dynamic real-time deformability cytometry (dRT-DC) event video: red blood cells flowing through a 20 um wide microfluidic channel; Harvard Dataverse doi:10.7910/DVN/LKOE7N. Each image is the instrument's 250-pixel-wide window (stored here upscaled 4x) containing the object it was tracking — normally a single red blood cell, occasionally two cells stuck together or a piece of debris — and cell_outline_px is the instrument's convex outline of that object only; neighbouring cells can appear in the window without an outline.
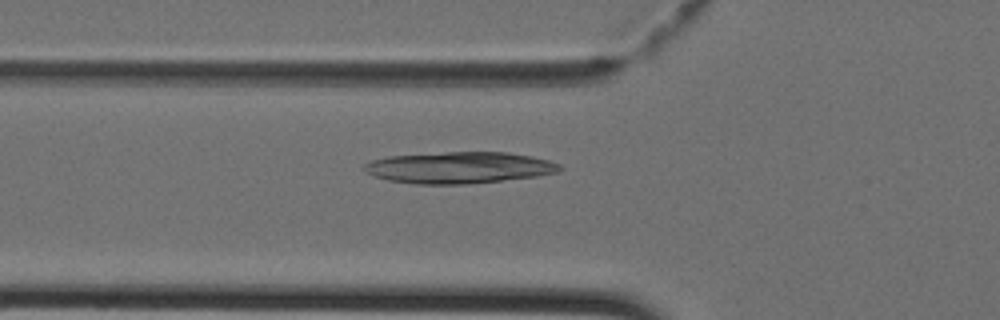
{"species": "Egyptian fruit bat (a non-hibernating species)", "species_latin": "Rousettus aegyptiacus", "temperature_condition": "cold", "stored_images_in_passage": 34, "camera_frame_rate_fps": 3000, "um_per_image_px": 0.085, "animal": {"sex": "female"}, "frame": {"image": 1, "passage_image": 7, "time_ms": 2.0, "image_size_px": [1000, 320], "cell_outline_px": [[564, 168], [560, 172], [536, 176], [468, 184], [416, 184], [388, 180], [364, 172], [360, 168], [364, 164], [372, 160], [388, 156], [448, 152], [508, 152], [532, 156], [548, 160], [560, 164]], "centroid_in_image_um": [39.03, 14.24], "position_along_channel_um": 86.8, "area_um2": 36.01}}
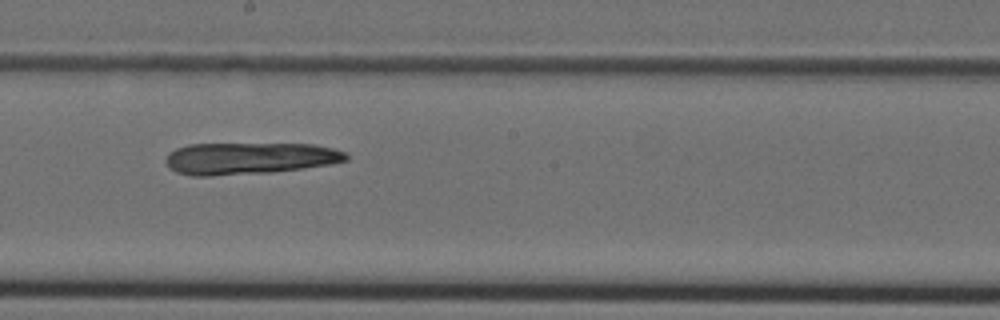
{"frame": {"image": 2, "passage_image": 16, "time_ms": 5.0, "image_size_px": [1000, 320], "cell_outline_px": [[348, 160], [332, 164], [304, 168], [272, 172], [208, 176], [192, 176], [176, 172], [168, 168], [164, 160], [168, 152], [176, 148], [188, 144], [316, 144], [348, 152]], "centroid_in_image_um": [21.18, 13.46], "position_along_channel_um": 227.0, "area_um2": 33.87}}
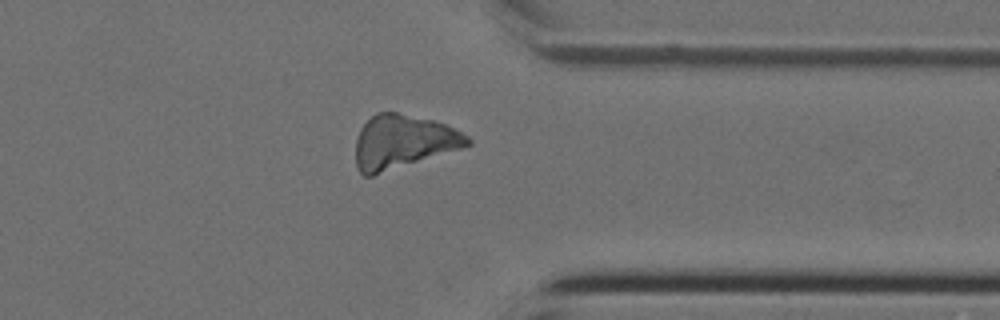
{"frame": {"image": 3, "passage_image": 26, "time_ms": 8.333, "image_size_px": [1000, 320], "cell_outline_px": [[472, 144], [460, 148], [372, 176], [364, 176], [360, 172], [356, 164], [356, 140], [360, 128], [376, 112], [396, 112], [432, 120], [444, 124], [468, 136], [472, 140]], "centroid_in_image_um": [34.22, 12.05], "position_along_channel_um": 377.2, "area_um2": 34.51}}